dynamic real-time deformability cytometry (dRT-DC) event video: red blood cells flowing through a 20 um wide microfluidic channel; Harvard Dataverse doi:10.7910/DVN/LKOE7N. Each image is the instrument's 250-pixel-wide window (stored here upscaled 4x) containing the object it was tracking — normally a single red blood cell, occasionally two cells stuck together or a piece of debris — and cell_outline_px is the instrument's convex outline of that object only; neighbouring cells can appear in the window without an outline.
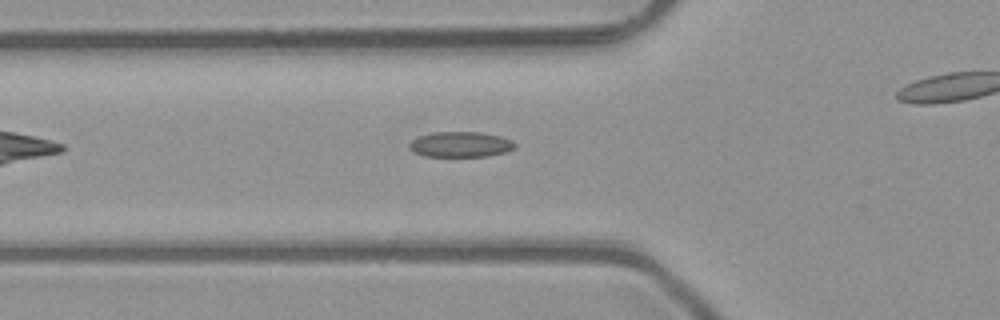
{"species": "common noctule bat (a hibernating species)", "species_latin": "Nyctalus noctula", "temperature_condition": "room temperature", "stored_images_in_passage": 30, "camera_frame_rate_fps": 3000, "um_per_image_px": 0.085, "animal": {"sex": "male", "body_mass_g": 23.1, "forearm_length_mm": 52.7}, "frame": {"image": 1, "passage_image": 4, "time_ms": 1.0, "image_size_px": [1000, 320], "cell_outline_px": [[516, 148], [508, 152], [488, 156], [424, 156], [412, 152], [408, 148], [408, 144], [412, 140], [420, 136], [432, 132], [480, 132], [500, 136], [512, 140], [516, 144]], "centroid_in_image_um": [39.16, 12.28], "position_along_channel_um": 86.6, "area_um2": 15.84}}
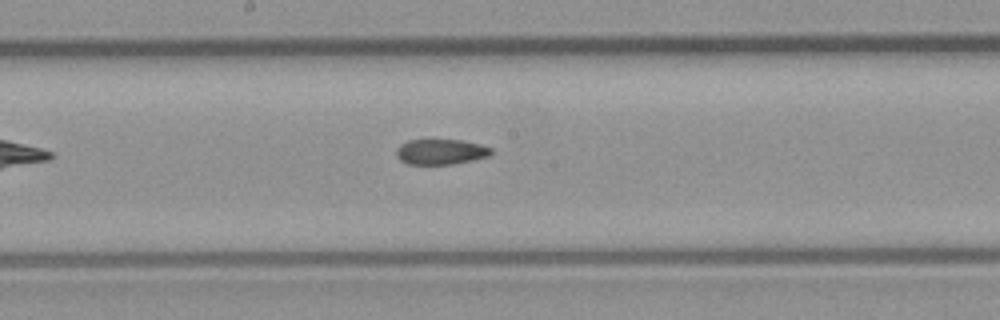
{"frame": {"image": 2, "passage_image": 13, "time_ms": 4.0, "image_size_px": [1000, 320], "cell_outline_px": [[492, 152], [488, 156], [472, 160], [452, 164], [408, 164], [400, 160], [396, 156], [396, 148], [400, 144], [408, 140], [460, 140], [480, 144], [492, 148]], "centroid_in_image_um": [37.44, 12.9], "position_along_channel_um": 210.8, "area_um2": 13.99}}
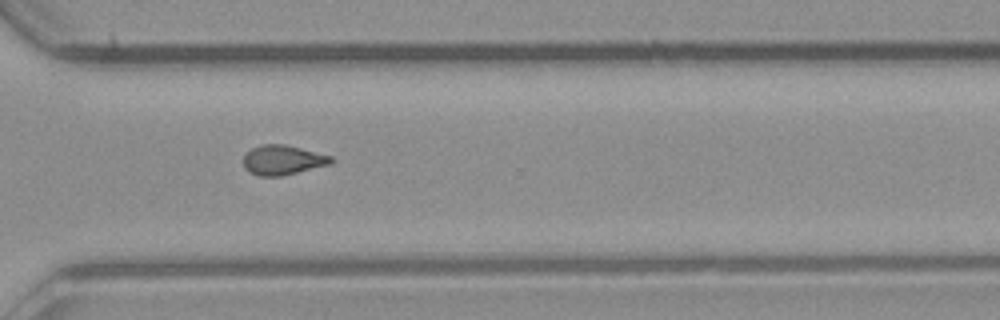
{"frame": {"image": 3, "passage_image": 23, "time_ms": 7.333, "image_size_px": [1000, 320], "cell_outline_px": [[332, 164], [284, 176], [260, 176], [248, 172], [244, 168], [244, 156], [252, 148], [260, 144], [284, 144], [332, 156]], "centroid_in_image_um": [24.03, 13.61], "position_along_channel_um": 346.6, "area_um2": 15.26}, "authors_computed_cell_mechanics": {"area_um2": 15.2881, "velocity_mm_per_s": 4.0929, "shape_relaxation_time_tau1_ms": null, "shape_relaxation_time_tau2_ms": 6.7234, "deformation_change_tau1": null, "deformation_change_tau2": 0.1423}}